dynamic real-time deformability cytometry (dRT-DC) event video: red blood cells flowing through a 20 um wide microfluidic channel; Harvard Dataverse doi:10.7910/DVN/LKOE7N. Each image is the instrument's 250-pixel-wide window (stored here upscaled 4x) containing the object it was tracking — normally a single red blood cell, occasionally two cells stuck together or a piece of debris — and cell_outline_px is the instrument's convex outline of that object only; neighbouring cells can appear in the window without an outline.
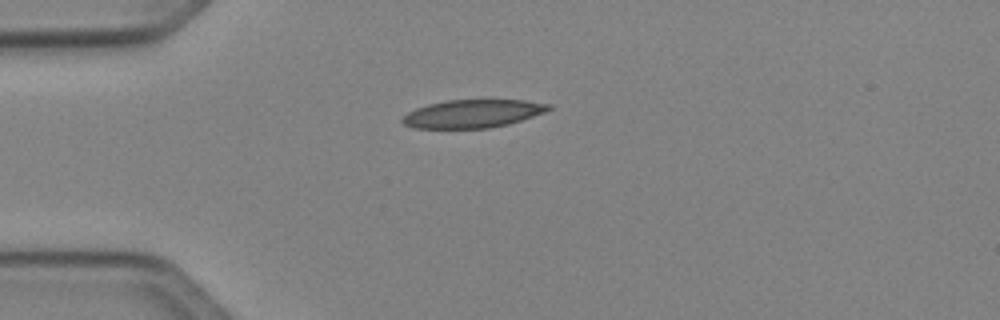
{"species": "Egyptian fruit bat (a non-hibernating species)", "species_latin": "Rousettus aegyptiacus", "temperature_condition": "cold", "stored_images_in_passage": 2, "camera_frame_rate_fps": 3000, "um_per_image_px": 0.085, "animal": {"sex": "female"}, "frame": {"image": 1, "passage_image": 1, "time_ms": 0.0, "image_size_px": [1000, 320], "cell_outline_px": [[552, 108], [544, 112], [508, 124], [488, 128], [416, 128], [404, 124], [400, 120], [408, 112], [416, 108], [428, 104], [448, 100], [488, 96], [524, 100], [552, 104]], "centroid_in_image_um": [40.23, 9.6], "position_along_channel_um": 44.8, "area_um2": 24.85}}
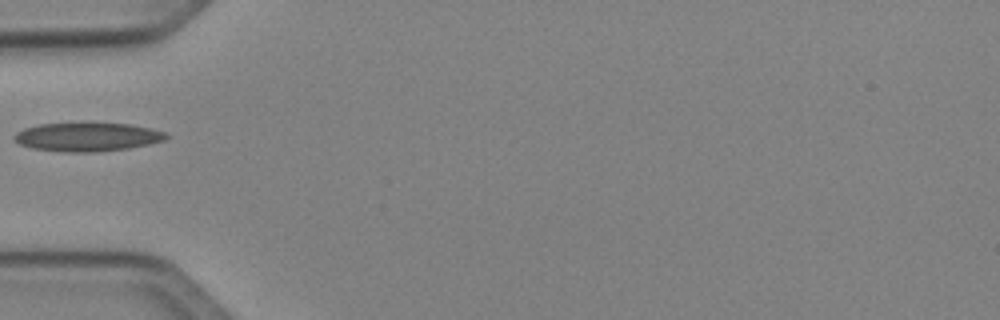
{"frame": {"image": 2, "passage_image": 2, "time_ms": 1.333, "image_size_px": [1000, 320], "cell_outline_px": [[168, 136], [164, 140], [148, 144], [128, 148], [92, 152], [64, 152], [32, 148], [20, 144], [12, 136], [16, 132], [24, 128], [40, 124], [84, 120], [128, 124], [152, 128], [164, 132]], "centroid_in_image_um": [7.39, 11.59], "position_along_channel_um": 77.6, "area_um2": 26.18}}